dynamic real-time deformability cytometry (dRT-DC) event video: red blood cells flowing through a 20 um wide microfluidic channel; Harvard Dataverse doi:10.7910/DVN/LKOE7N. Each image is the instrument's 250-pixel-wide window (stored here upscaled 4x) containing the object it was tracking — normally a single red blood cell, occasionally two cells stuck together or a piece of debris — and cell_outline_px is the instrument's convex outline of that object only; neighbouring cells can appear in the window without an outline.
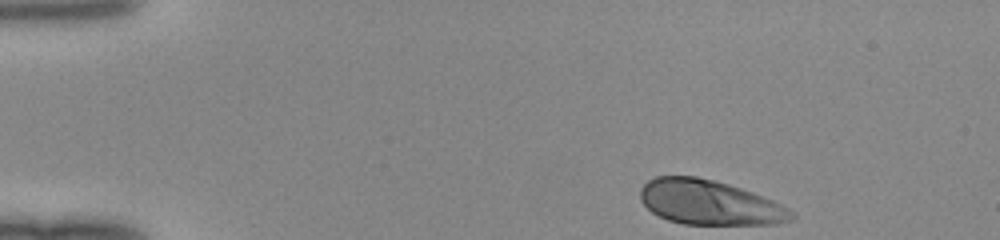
{"species": "human", "species_latin": "Homo sapiens", "temperature_condition": "room temperature", "stored_images_in_passage": 37, "camera_frame_rate_fps": 3000, "um_per_image_px": 0.085, "donor": {"sex": "female"}, "frame": {"image": 1, "passage_image": 1, "time_ms": 0.0, "image_size_px": [1000, 240], "cell_outline_px": [[796, 216], [792, 220], [776, 224], [684, 224], [668, 220], [652, 212], [640, 200], [640, 188], [648, 180], [656, 176], [696, 176], [728, 184], [752, 192], [772, 200], [788, 208]], "centroid_in_image_um": [60.29, 17.21], "position_along_channel_um": 24.7, "area_um2": 39.19}}
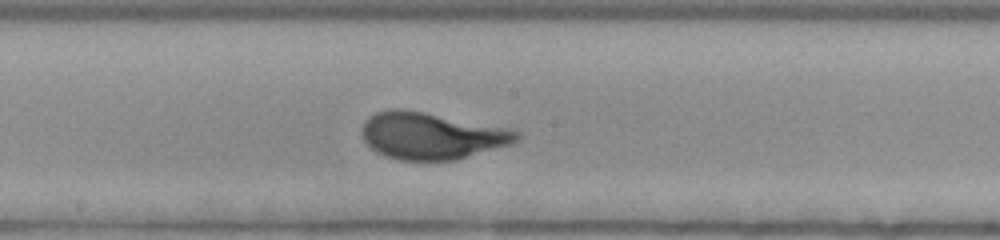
{"frame": {"image": 2, "passage_image": 21, "time_ms": 6.667, "image_size_px": [1000, 240], "cell_outline_px": [[520, 140], [508, 144], [456, 160], [400, 160], [384, 156], [376, 152], [364, 140], [360, 132], [364, 120], [368, 116], [376, 112], [396, 108], [400, 108], [424, 112], [508, 128], [520, 132]], "centroid_in_image_um": [36.63, 11.53], "position_along_channel_um": 211.6, "area_um2": 42.08}}
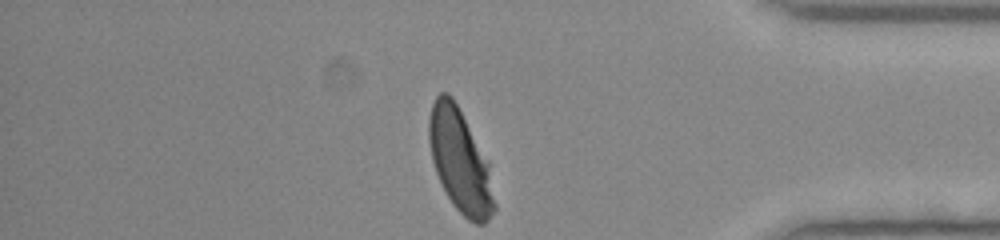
{"frame": {"image": 3, "passage_image": 36, "time_ms": 11.667, "image_size_px": [1000, 240], "cell_outline_px": [[496, 208], [488, 220], [484, 224], [476, 224], [468, 220], [452, 204], [436, 172], [432, 160], [428, 140], [428, 120], [432, 104], [436, 96], [440, 92], [448, 92], [452, 96], [488, 160], [496, 204]], "centroid_in_image_um": [39.11, 13.68], "position_along_channel_um": 396.1, "area_um2": 39.25}}